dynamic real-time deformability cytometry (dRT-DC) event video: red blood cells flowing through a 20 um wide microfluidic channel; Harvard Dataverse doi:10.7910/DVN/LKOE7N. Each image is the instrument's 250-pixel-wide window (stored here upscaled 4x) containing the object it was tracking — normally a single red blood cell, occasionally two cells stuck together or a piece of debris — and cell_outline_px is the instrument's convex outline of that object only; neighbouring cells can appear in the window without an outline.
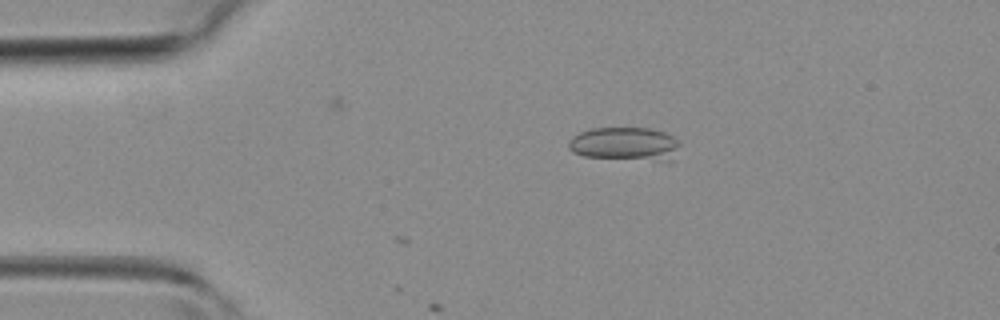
{"species": "common noctule bat (a hibernating species)", "species_latin": "Nyctalus noctula", "temperature_condition": "room temperature", "stored_images_in_passage": 38, "camera_frame_rate_fps": 3000, "um_per_image_px": 0.085, "animal": {"sex": "female", "body_mass_g": 19.3, "forearm_length_mm": 54.1}, "frame": {"image": 1, "passage_image": 2, "time_ms": 0.333, "image_size_px": [1000, 320], "cell_outline_px": [[680, 144], [672, 160], [656, 160], [584, 156], [572, 152], [568, 148], [568, 140], [572, 136], [580, 132], [592, 128], [648, 128], [664, 132], [672, 136]], "centroid_in_image_um": [53.09, 12.22], "position_along_channel_um": 31.9, "area_um2": 21.5}}
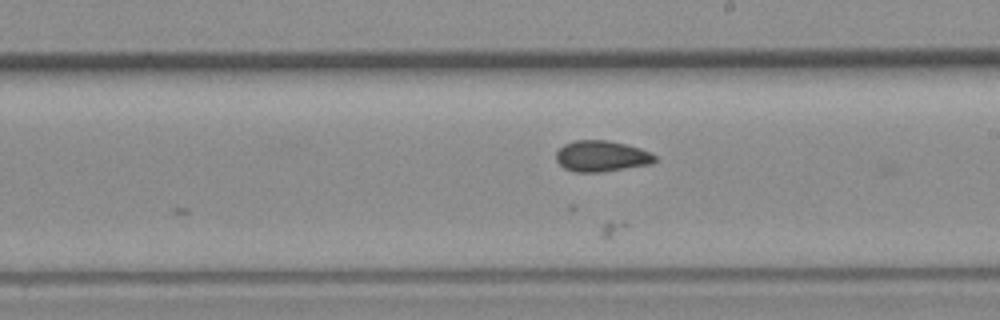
{"frame": {"image": 2, "passage_image": 18, "time_ms": 5.667, "image_size_px": [1000, 320], "cell_outline_px": [[656, 160], [652, 164], [600, 172], [576, 172], [564, 168], [556, 160], [556, 152], [564, 144], [572, 140], [608, 140], [640, 148], [656, 156]], "centroid_in_image_um": [51.11, 13.27], "position_along_channel_um": 237.9, "area_um2": 17.8}}